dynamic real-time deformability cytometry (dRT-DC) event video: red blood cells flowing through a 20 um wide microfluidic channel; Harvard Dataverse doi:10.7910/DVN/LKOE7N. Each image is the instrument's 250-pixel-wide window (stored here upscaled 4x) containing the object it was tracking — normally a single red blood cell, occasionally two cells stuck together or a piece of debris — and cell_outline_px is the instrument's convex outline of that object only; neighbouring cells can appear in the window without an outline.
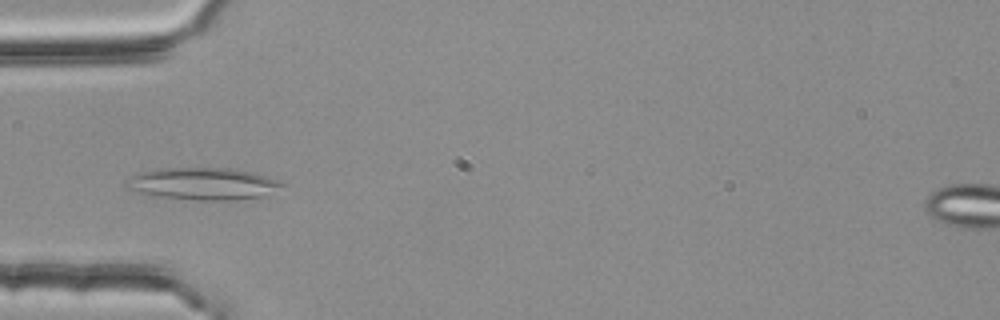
{"species": "common noctule bat (a hibernating species)", "species_latin": "Nyctalus noctula", "temperature_condition": "room temperature", "stored_images_in_passage": 30, "camera_frame_rate_fps": 3000, "um_per_image_px": 0.085, "animal": {"sex": "female", "body_mass_g": 25.1}, "frame": {"image": 1, "passage_image": 3, "time_ms": 0.667, "image_size_px": [1000, 320], "cell_outline_px": [[288, 184], [264, 196], [232, 200], [200, 200], [148, 196], [124, 188], [124, 184], [136, 172], [156, 168], [228, 168], [252, 172]], "centroid_in_image_um": [17.16, 15.62], "position_along_channel_um": 67.8, "area_um2": 29.48}}
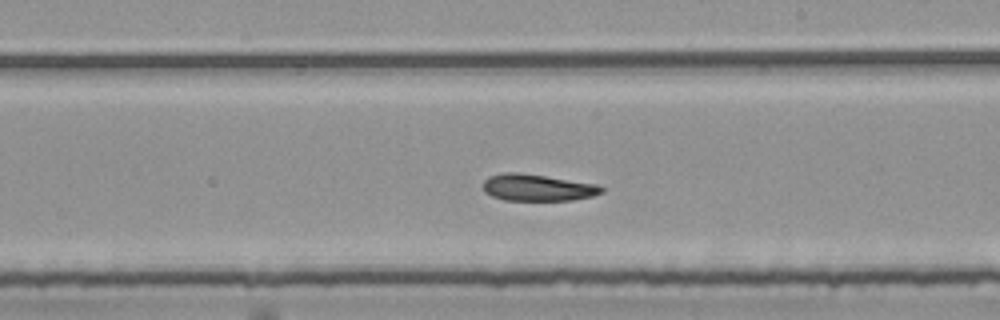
{"frame": {"image": 2, "passage_image": 17, "time_ms": 5.333, "image_size_px": [1000, 320], "cell_outline_px": [[604, 192], [592, 196], [572, 200], [504, 200], [492, 196], [484, 192], [480, 184], [488, 176], [504, 172], [516, 172], [600, 184], [604, 188]], "centroid_in_image_um": [45.66, 15.94], "position_along_channel_um": 243.3, "area_um2": 18.67}}
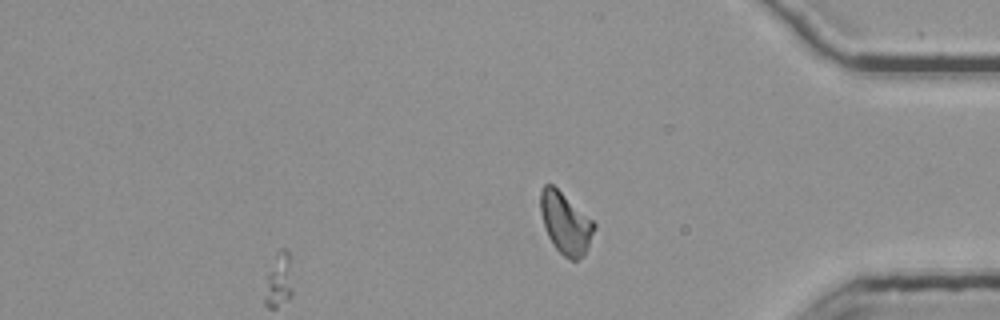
{"frame": {"image": 3, "passage_image": 30, "time_ms": 9.667, "image_size_px": [1000, 320], "cell_outline_px": [[596, 228], [584, 256], [576, 260], [572, 260], [564, 256], [556, 248], [548, 236], [540, 212], [540, 192], [544, 184], [552, 184], [592, 220], [596, 224]], "centroid_in_image_um": [48.07, 18.98], "position_along_channel_um": 387.1, "area_um2": 18.96}, "authors_computed_cell_mechanics": {"area_um2": 18.9006, "velocity_mm_per_s": 3.7694, "shape_relaxation_time_tau1_ms": null, "shape_relaxation_time_tau2_ms": 5.922, "deformation_change_tau1": null, "deformation_change_tau2": 0.1217}}